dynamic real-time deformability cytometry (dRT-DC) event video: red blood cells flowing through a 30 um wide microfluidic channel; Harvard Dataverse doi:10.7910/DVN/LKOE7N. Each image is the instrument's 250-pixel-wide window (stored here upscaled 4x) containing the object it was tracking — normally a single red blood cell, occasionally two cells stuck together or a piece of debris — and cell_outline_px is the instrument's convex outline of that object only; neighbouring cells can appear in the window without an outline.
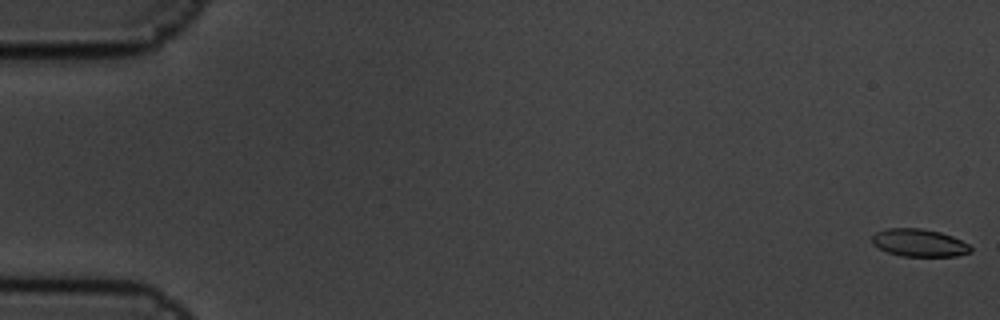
{"species": "common noctule bat (a hibernating species)", "species_latin": "Nyctalus noctula", "temperature_condition": "cold", "stored_images_in_passage": 6, "camera_frame_rate_fps": 3000, "um_per_image_px": 0.085, "animal": {"sex": "male", "body_mass_g": 19.5, "forearm_length_mm": 54.6}, "frame": {"image": 1, "passage_image": 1, "time_ms": 0.0, "image_size_px": [1000, 320], "cell_outline_px": [[972, 252], [956, 256], [900, 256], [888, 252], [872, 244], [872, 236], [876, 232], [888, 228], [920, 228], [940, 232], [952, 236], [968, 244], [972, 248]], "centroid_in_image_um": [78.13, 20.64], "position_along_channel_um": 6.9, "area_um2": 15.84}}
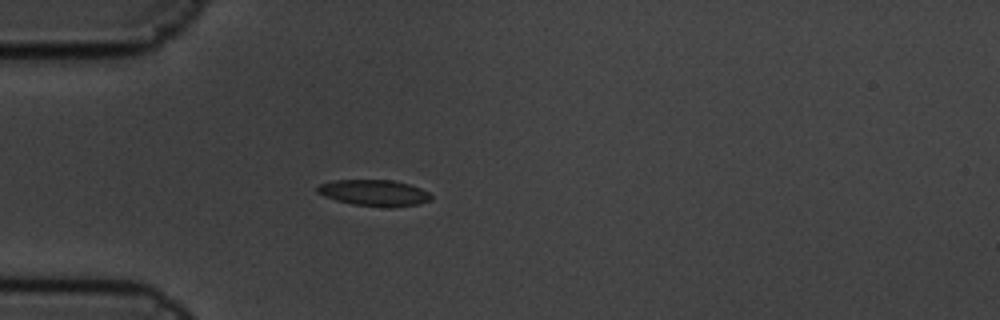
{"frame": {"image": 2, "passage_image": 5, "time_ms": 1.333, "image_size_px": [1000, 320], "cell_outline_px": [[432, 200], [420, 204], [392, 208], [388, 208], [352, 204], [336, 200], [324, 196], [316, 192], [316, 188], [320, 184], [336, 180], [392, 180], [408, 184], [420, 188], [428, 192], [432, 196]], "centroid_in_image_um": [31.83, 16.41], "position_along_channel_um": 53.2, "area_um2": 17.51}}